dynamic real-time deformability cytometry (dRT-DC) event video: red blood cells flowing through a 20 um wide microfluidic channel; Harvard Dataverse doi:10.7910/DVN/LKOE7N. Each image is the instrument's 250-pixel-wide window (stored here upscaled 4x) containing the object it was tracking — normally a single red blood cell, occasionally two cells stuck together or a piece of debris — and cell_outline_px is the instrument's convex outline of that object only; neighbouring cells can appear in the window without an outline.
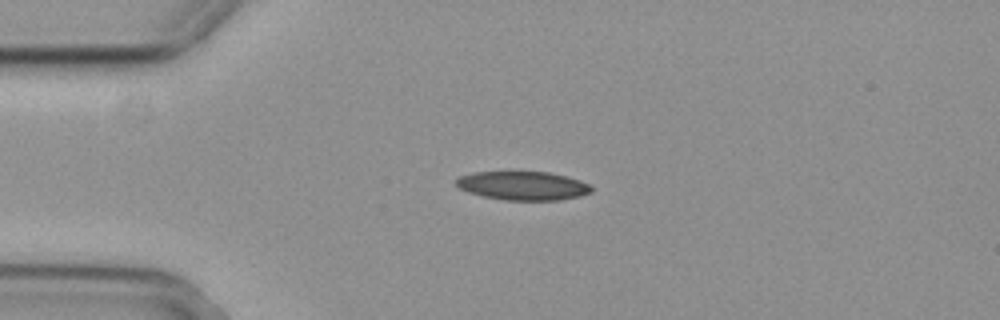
{"species": "common noctule bat (a hibernating species)", "species_latin": "Nyctalus noctula", "temperature_condition": "cold", "stored_images_in_passage": 43, "camera_frame_rate_fps": 3000, "um_per_image_px": 0.085, "animal": {"sex": "female", "body_mass_g": 29.2, "forearm_length_mm": 56.3}, "frame": {"image": 1, "passage_image": 1, "time_ms": 0.0, "image_size_px": [1000, 320], "cell_outline_px": [[592, 192], [580, 196], [560, 200], [504, 200], [484, 196], [468, 192], [460, 188], [456, 184], [456, 180], [460, 176], [472, 172], [548, 172], [568, 176], [580, 180], [588, 184], [592, 188]], "centroid_in_image_um": [44.47, 15.78], "position_along_channel_um": 40.5, "area_um2": 22.6}}
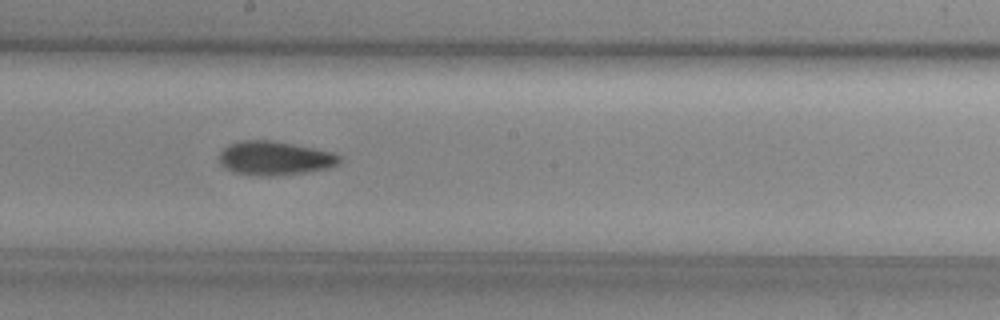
{"frame": {"image": 2, "passage_image": 18, "time_ms": 5.667, "image_size_px": [1000, 320], "cell_outline_px": [[340, 160], [332, 168], [276, 176], [260, 176], [232, 172], [224, 168], [220, 164], [220, 152], [228, 144], [240, 140], [272, 140], [332, 152], [340, 156]], "centroid_in_image_um": [23.31, 13.45], "position_along_channel_um": 224.9, "area_um2": 23.81}}
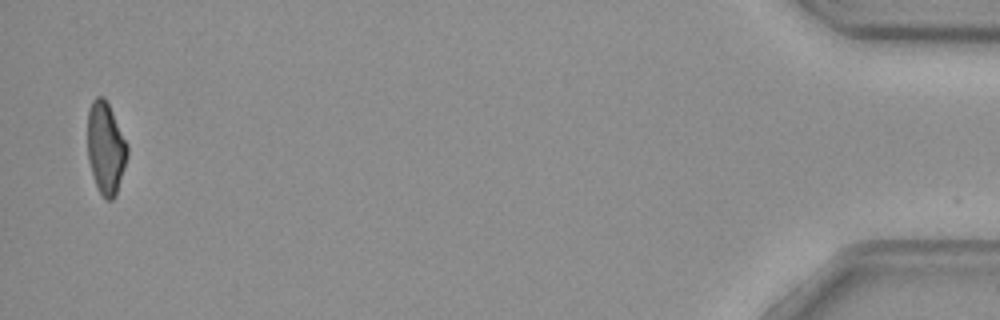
{"frame": {"image": 3, "passage_image": 42, "time_ms": 13.667, "image_size_px": [1000, 320], "cell_outline_px": [[128, 156], [116, 196], [112, 200], [104, 200], [96, 184], [88, 160], [88, 112], [92, 100], [96, 96], [104, 96], [128, 144]], "centroid_in_image_um": [9.0, 12.6], "position_along_channel_um": 426.2, "area_um2": 21.33}, "authors_computed_cell_mechanics": {"area_um2": 23.12, "velocity_mm_per_s": 3.7085, "shape_relaxation_time_tau1_ms": 5.8697, "shape_relaxation_time_tau2_ms": 10.6218, "deformation_change_tau1": 0.1536, "deformation_change_tau2": 0.1906}}